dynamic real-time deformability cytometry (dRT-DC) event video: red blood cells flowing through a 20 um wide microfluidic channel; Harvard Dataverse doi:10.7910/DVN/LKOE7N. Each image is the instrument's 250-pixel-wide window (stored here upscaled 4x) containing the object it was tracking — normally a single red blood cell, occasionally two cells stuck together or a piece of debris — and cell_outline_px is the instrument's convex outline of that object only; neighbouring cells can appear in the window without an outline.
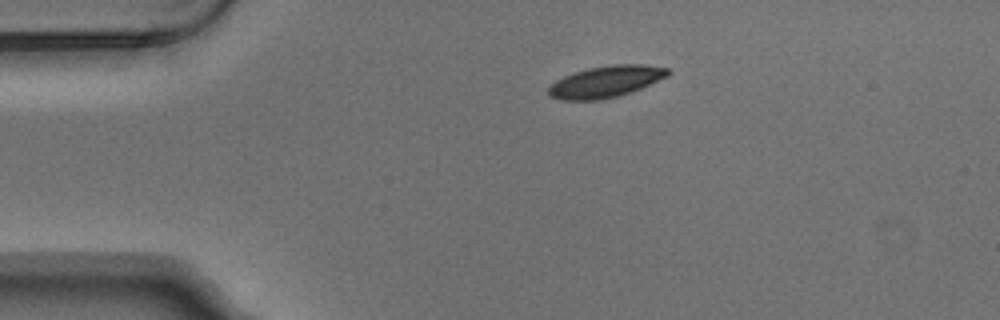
{"species": "Egyptian fruit bat (a non-hibernating species)", "species_latin": "Rousettus aegyptiacus", "temperature_condition": "warm", "stored_images_in_passage": 2, "camera_frame_rate_fps": 3000, "um_per_image_px": 0.085, "animal": {"sex": "male"}, "frame": {"image": 1, "passage_image": 1, "time_ms": 0.0, "image_size_px": [1000, 320], "cell_outline_px": [[672, 72], [668, 76], [640, 88], [616, 96], [596, 100], [560, 100], [548, 96], [548, 88], [556, 80], [564, 76], [588, 68], [612, 64], [640, 64], [668, 68]], "centroid_in_image_um": [51.48, 6.93], "position_along_channel_um": 33.5, "area_um2": 21.73}}